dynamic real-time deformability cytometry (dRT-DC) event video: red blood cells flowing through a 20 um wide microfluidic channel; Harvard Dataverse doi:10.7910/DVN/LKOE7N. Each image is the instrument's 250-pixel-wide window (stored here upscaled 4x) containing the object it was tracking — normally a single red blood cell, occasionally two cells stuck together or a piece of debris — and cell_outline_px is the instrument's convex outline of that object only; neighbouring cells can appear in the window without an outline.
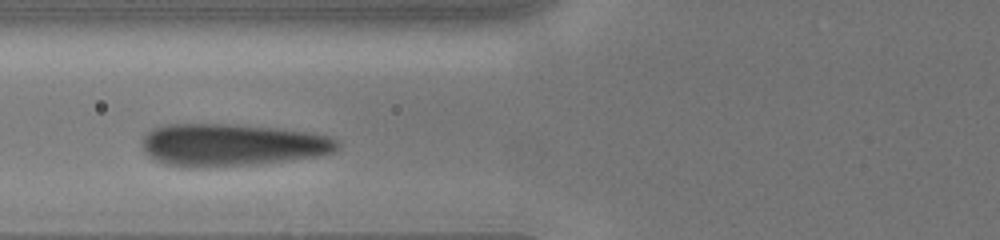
{"species": "human", "species_latin": "Homo sapiens", "temperature_condition": "cold", "stored_images_in_passage": 6, "camera_frame_rate_fps": 3000, "um_per_image_px": 0.085, "donor": {"sex": "male"}, "frame": {"image": 1, "passage_image": 3, "time_ms": 2.0, "image_size_px": [1000, 240], "cell_outline_px": [[340, 144], [332, 152], [320, 156], [260, 164], [188, 168], [180, 168], [164, 164], [148, 156], [144, 152], [144, 136], [152, 128], [164, 124], [228, 124], [276, 128], [308, 132], [328, 136], [336, 140]], "centroid_in_image_um": [19.67, 12.33], "position_along_channel_um": 106.1, "area_um2": 48.38}}
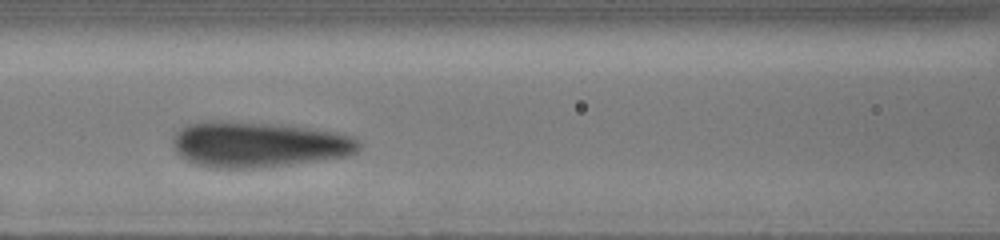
{"frame": {"image": 2, "passage_image": 4, "time_ms": 3.0, "image_size_px": [1000, 240], "cell_outline_px": [[360, 148], [356, 152], [348, 156], [260, 168], [212, 168], [196, 164], [180, 156], [176, 152], [172, 144], [172, 140], [176, 132], [180, 128], [188, 124], [204, 120], [228, 120], [276, 124], [312, 128], [336, 132], [352, 136], [360, 140]], "centroid_in_image_um": [21.94, 12.26], "position_along_channel_um": 144.7, "area_um2": 49.94}}
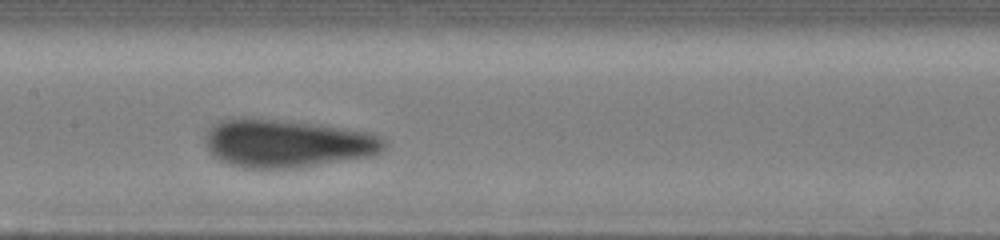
{"frame": {"image": 3, "passage_image": 5, "time_ms": 4.0, "image_size_px": [1000, 240], "cell_outline_px": [[384, 148], [380, 152], [372, 156], [292, 168], [244, 168], [228, 164], [220, 160], [208, 152], [204, 144], [204, 136], [208, 128], [212, 124], [220, 120], [232, 116], [248, 116], [288, 120], [324, 124], [372, 132], [380, 136], [384, 140]], "centroid_in_image_um": [24.33, 12.14], "position_along_channel_um": 183.1, "area_um2": 51.38}}